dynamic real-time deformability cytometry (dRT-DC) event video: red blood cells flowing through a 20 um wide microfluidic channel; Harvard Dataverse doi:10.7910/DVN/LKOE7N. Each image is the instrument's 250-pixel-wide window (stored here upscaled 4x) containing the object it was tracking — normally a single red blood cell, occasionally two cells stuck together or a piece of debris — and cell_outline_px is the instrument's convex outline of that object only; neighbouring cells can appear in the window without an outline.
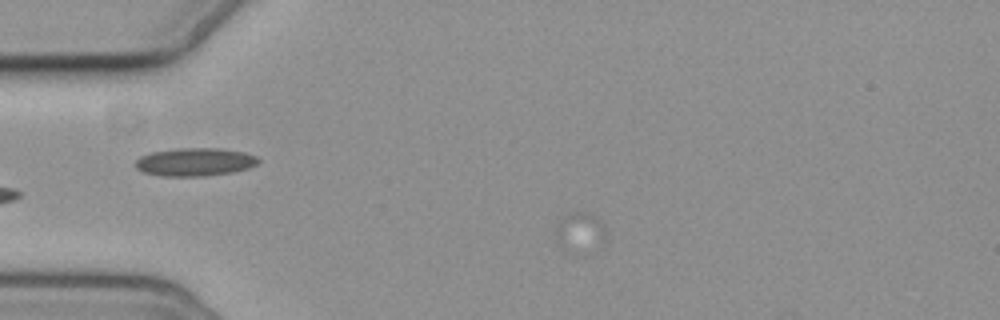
{"species": "common noctule bat (a hibernating species)", "species_latin": "Nyctalus noctula", "temperature_condition": "cold", "stored_images_in_passage": 4, "camera_frame_rate_fps": 3000, "um_per_image_px": 0.085, "animal": {"sex": "female", "body_mass_g": 19.3, "forearm_length_mm": 54.1}, "frame": {"image": 1, "passage_image": 3, "time_ms": 2.333, "image_size_px": [1000, 320], "cell_outline_px": [[608, 240], [604, 244], [560, 244], [556, 240], [552, 232], [560, 220], [572, 212], [584, 212], [600, 220], [604, 224], [608, 232]], "centroid_in_image_um": [49.35, 19.55], "position_along_channel_um": 35.7, "area_um2": 10.23}}